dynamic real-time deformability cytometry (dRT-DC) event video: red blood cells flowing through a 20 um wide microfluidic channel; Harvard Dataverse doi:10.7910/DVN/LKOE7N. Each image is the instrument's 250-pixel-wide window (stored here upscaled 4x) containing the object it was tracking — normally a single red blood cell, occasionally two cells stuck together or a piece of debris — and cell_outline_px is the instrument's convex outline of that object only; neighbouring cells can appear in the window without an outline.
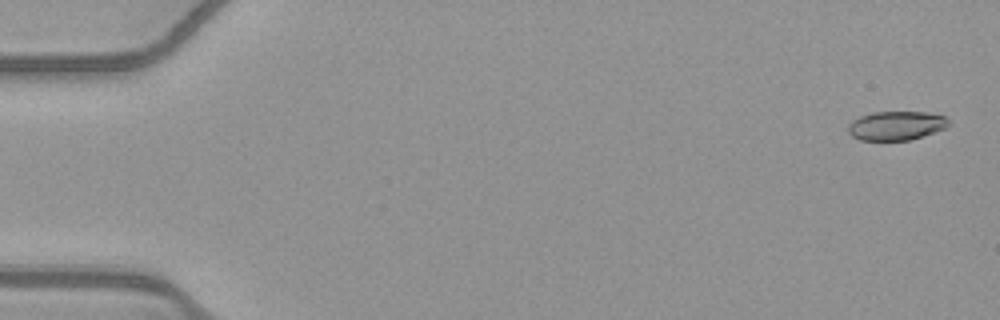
{"species": "common noctule bat (a hibernating species)", "species_latin": "Nyctalus noctula", "temperature_condition": "warm", "stored_images_in_passage": 53, "camera_frame_rate_fps": 3000, "um_per_image_px": 0.085, "animal": {"sex": "female", "body_mass_g": 21.9}, "frame": {"image": 1, "passage_image": 2, "time_ms": 0.333, "image_size_px": [1000, 320], "cell_outline_px": [[948, 124], [944, 128], [908, 140], [860, 140], [852, 136], [848, 132], [848, 124], [852, 120], [860, 116], [872, 112], [924, 112], [944, 116], [948, 120]], "centroid_in_image_um": [76.1, 10.67], "position_along_channel_um": 8.9, "area_um2": 16.7}}
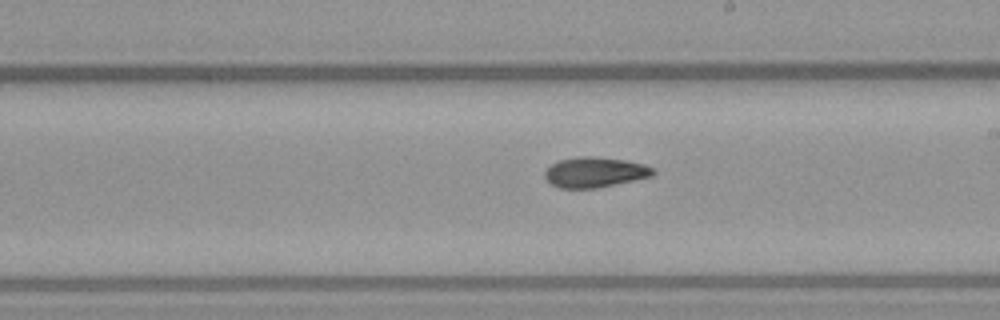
{"frame": {"image": 2, "passage_image": 31, "time_ms": 10.0, "image_size_px": [1000, 320], "cell_outline_px": [[656, 172], [652, 176], [596, 188], [560, 188], [552, 184], [544, 176], [544, 172], [552, 164], [560, 160], [580, 156], [592, 156], [624, 160], [644, 164], [652, 168]], "centroid_in_image_um": [50.56, 14.64], "position_along_channel_um": 238.4, "area_um2": 18.84}}
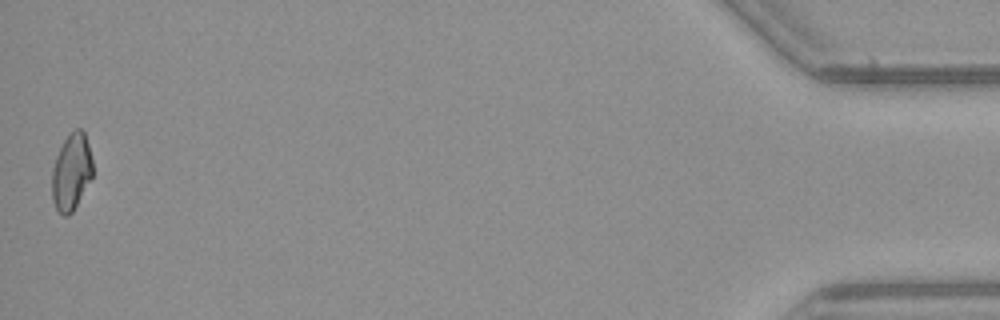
{"frame": {"image": 3, "passage_image": 53, "time_ms": 17.333, "image_size_px": [1000, 320], "cell_outline_px": [[92, 176], [72, 212], [68, 216], [64, 216], [56, 208], [52, 200], [52, 168], [56, 156], [64, 140], [76, 128], [80, 128], [84, 132], [88, 144], [92, 160]], "centroid_in_image_um": [6.05, 14.62], "position_along_channel_um": 429.1, "area_um2": 17.92}, "authors_computed_cell_mechanics": {"area_um2": 18.496, "velocity_mm_per_s": 3.9239, "shape_relaxation_time_tau1_ms": null, "shape_relaxation_time_tau2_ms": 5.7145, "deformation_change_tau1": null, "deformation_change_tau2": 0.1194}}